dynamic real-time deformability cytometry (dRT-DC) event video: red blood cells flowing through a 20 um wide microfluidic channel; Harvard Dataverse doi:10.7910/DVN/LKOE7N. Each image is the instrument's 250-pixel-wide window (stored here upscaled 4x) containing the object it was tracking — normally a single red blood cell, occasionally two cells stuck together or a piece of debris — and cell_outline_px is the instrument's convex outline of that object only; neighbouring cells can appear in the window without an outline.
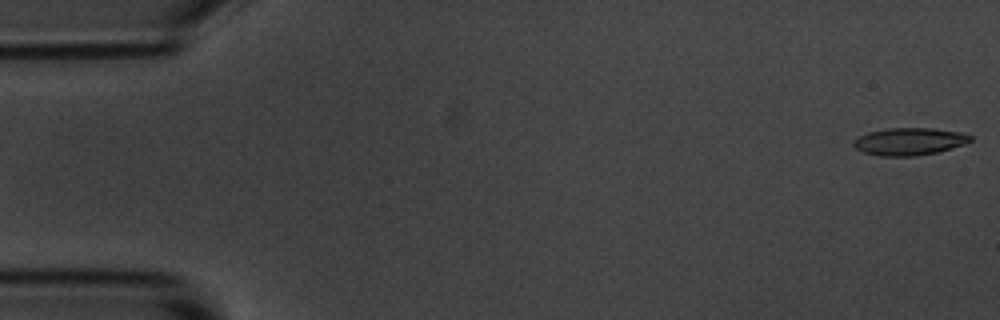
{"species": "common noctule bat (a hibernating species)", "species_latin": "Nyctalus noctula", "temperature_condition": "room temperature", "stored_images_in_passage": 54, "camera_frame_rate_fps": 3000, "um_per_image_px": 0.085, "animal": {"sex": "male", "body_mass_g": 20.1, "forearm_length_mm": 53.5}, "frame": {"image": 1, "passage_image": 1, "time_ms": 0.0, "image_size_px": [1000, 320], "cell_outline_px": [[972, 140], [964, 144], [952, 148], [936, 152], [916, 156], [880, 156], [864, 152], [856, 148], [852, 144], [860, 136], [868, 132], [888, 128], [932, 128], [960, 132], [972, 136]], "centroid_in_image_um": [77.31, 12.02], "position_along_channel_um": 7.7, "area_um2": 18.5}}
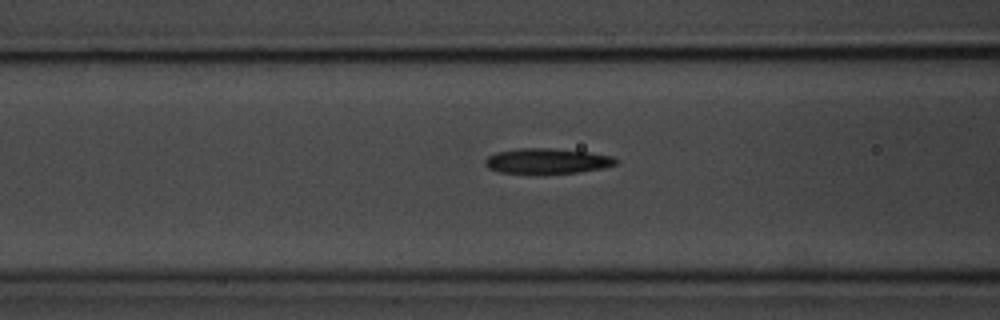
{"frame": {"image": 2, "passage_image": 21, "time_ms": 6.667, "image_size_px": [1000, 320], "cell_outline_px": [[616, 164], [600, 168], [576, 172], [500, 172], [488, 168], [484, 164], [484, 160], [488, 156], [496, 152], [516, 148], [552, 148], [588, 152], [612, 156], [616, 160]], "centroid_in_image_um": [46.44, 13.65], "position_along_channel_um": 120.2, "area_um2": 18.73}}
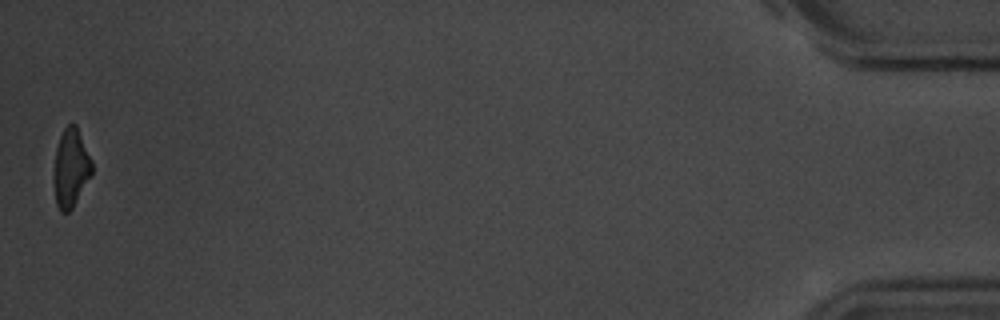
{"frame": {"image": 3, "passage_image": 54, "time_ms": 17.667, "image_size_px": [1000, 320], "cell_outline_px": [[92, 172], [72, 208], [68, 212], [60, 212], [56, 204], [56, 148], [60, 136], [64, 128], [68, 124], [76, 124], [92, 160]], "centroid_in_image_um": [6.05, 14.24], "position_along_channel_um": 429.1, "area_um2": 16.65}, "authors_computed_cell_mechanics": {"area_um2": 18.9584, "velocity_mm_per_s": 3.6805, "shape_relaxation_time_tau1_ms": 4.062, "shape_relaxation_time_tau2_ms": 4.1527, "deformation_change_tau1": 0.1335, "deformation_change_tau2": 0.1439}}